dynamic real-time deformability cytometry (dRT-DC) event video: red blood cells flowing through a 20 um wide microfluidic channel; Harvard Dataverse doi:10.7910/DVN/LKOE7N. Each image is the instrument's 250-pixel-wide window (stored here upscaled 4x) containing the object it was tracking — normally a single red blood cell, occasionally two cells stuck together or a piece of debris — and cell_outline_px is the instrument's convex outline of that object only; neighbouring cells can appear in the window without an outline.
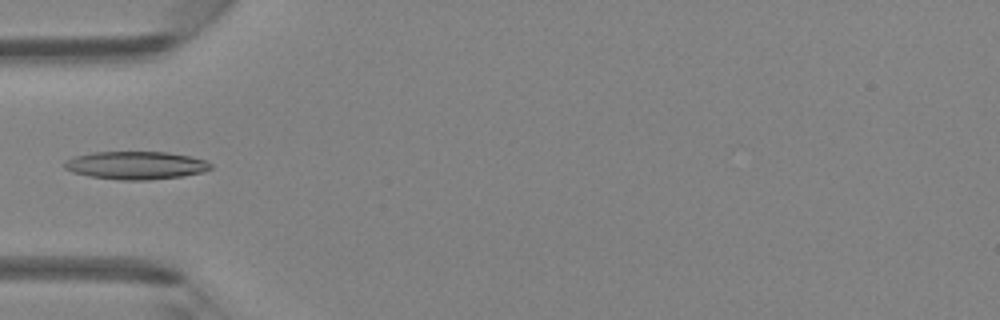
{"species": "Egyptian fruit bat (a non-hibernating species)", "species_latin": "Rousettus aegyptiacus", "temperature_condition": "room temperature", "stored_images_in_passage": 4, "camera_frame_rate_fps": 3000, "um_per_image_px": 0.085, "animal": {"sex": "female"}, "frame": {"image": 1, "passage_image": 4, "time_ms": 3.333, "image_size_px": [1000, 320], "cell_outline_px": [[212, 168], [204, 172], [180, 176], [148, 180], [120, 180], [88, 176], [72, 172], [64, 168], [64, 160], [76, 156], [92, 152], [168, 152], [192, 156], [204, 160], [212, 164]], "centroid_in_image_um": [11.54, 14.05], "position_along_channel_um": 73.5, "area_um2": 23.93}}